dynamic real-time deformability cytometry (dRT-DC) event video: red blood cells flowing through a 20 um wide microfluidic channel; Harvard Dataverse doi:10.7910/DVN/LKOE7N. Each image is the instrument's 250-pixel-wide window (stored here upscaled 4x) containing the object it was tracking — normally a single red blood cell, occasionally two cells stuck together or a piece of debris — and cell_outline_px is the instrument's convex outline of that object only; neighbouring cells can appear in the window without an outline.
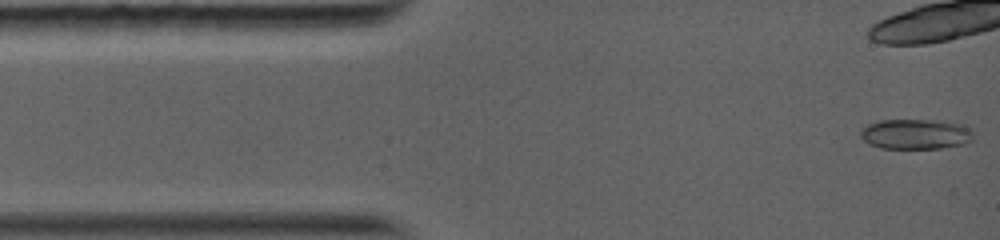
{"species": "common noctule bat (a hibernating species)", "species_latin": "Nyctalus noctula", "temperature_condition": "warm", "stored_images_in_passage": 6, "camera_frame_rate_fps": 5000, "um_per_image_px": 0.085, "animal": {"sex": "female", "body_mass_g": 19.0, "forearm_length_mm": 56.7}, "frame": {"image": 1, "passage_image": 1, "time_ms": 0.0, "image_size_px": [1000, 240], "cell_outline_px": [[972, 140], [964, 144], [940, 148], [880, 148], [864, 140], [860, 136], [860, 128], [868, 124], [880, 120], [932, 120], [960, 124], [968, 128], [972, 132]], "centroid_in_image_um": [77.79, 11.4], "position_along_channel_um": 7.2, "area_um2": 19.65}}